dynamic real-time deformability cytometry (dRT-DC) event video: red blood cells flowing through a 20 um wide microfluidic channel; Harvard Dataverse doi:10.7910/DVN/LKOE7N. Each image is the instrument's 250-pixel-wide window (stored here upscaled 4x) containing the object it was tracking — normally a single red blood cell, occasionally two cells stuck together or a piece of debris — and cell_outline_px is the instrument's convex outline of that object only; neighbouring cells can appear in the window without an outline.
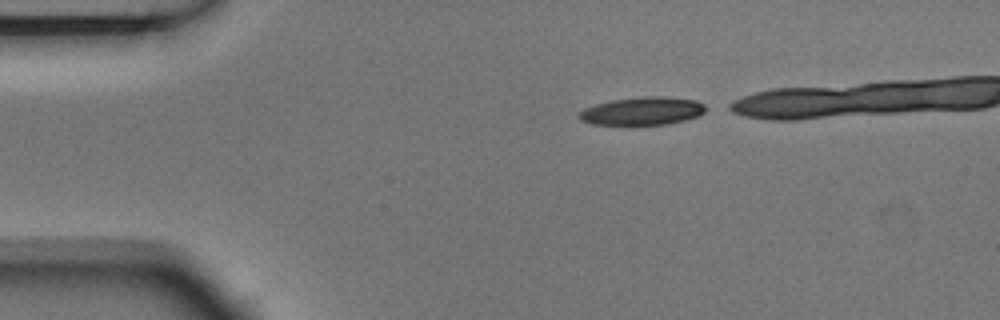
{"species": "Egyptian fruit bat (a non-hibernating species)", "species_latin": "Rousettus aegyptiacus", "temperature_condition": "room temperature", "stored_images_in_passage": 6, "camera_frame_rate_fps": 3000, "um_per_image_px": 0.085, "animal": {"sex": "male"}, "frame": {"image": 1, "passage_image": 1, "time_ms": 0.0, "image_size_px": [1000, 320], "cell_outline_px": [[704, 112], [700, 116], [668, 124], [636, 128], [588, 124], [580, 120], [576, 116], [584, 108], [596, 104], [612, 100], [644, 96], [660, 96], [696, 100], [704, 104]], "centroid_in_image_um": [54.53, 9.5], "position_along_channel_um": 30.5, "area_um2": 21.73}}
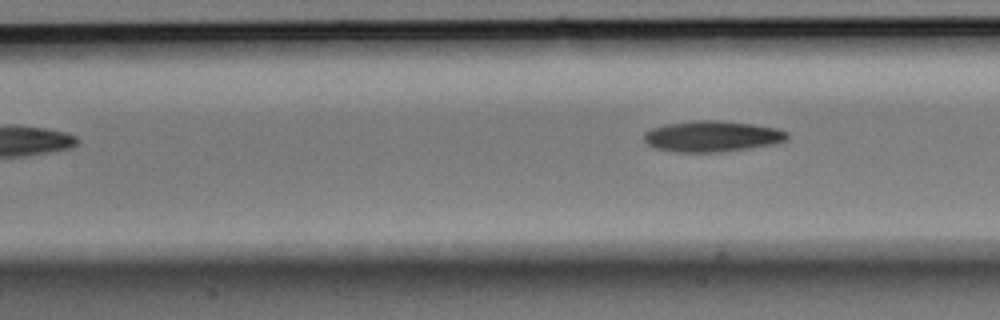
{"frame": {"image": 2, "passage_image": 6, "time_ms": 1.667, "image_size_px": [1000, 320], "cell_outline_px": [[788, 136], [784, 140], [776, 144], [720, 152], [676, 152], [656, 148], [648, 144], [644, 140], [644, 132], [652, 128], [664, 124], [696, 120], [716, 120], [752, 124], [776, 128], [788, 132]], "centroid_in_image_um": [60.51, 11.58], "position_along_channel_um": 146.9, "area_um2": 25.78}}